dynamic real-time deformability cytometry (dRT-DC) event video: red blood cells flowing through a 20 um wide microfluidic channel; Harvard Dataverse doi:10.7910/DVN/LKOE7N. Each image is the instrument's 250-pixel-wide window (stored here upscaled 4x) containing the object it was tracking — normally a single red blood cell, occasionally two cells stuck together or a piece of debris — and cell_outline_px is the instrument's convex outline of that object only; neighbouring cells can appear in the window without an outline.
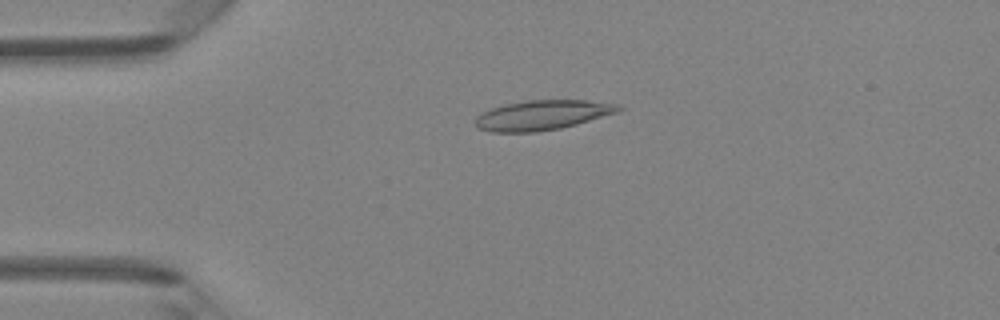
{"species": "Egyptian fruit bat (a non-hibernating species)", "species_latin": "Rousettus aegyptiacus", "temperature_condition": "room temperature", "stored_images_in_passage": 38, "camera_frame_rate_fps": 3000, "um_per_image_px": 0.085, "animal": {"sex": "female"}, "frame": {"image": 1, "passage_image": 2, "time_ms": 0.333, "image_size_px": [1000, 320], "cell_outline_px": [[624, 108], [616, 112], [576, 124], [560, 128], [536, 132], [492, 132], [476, 128], [476, 116], [492, 108], [504, 104], [524, 100], [588, 100], [620, 104]], "centroid_in_image_um": [46.09, 9.77], "position_along_channel_um": 38.9, "area_um2": 24.8}}
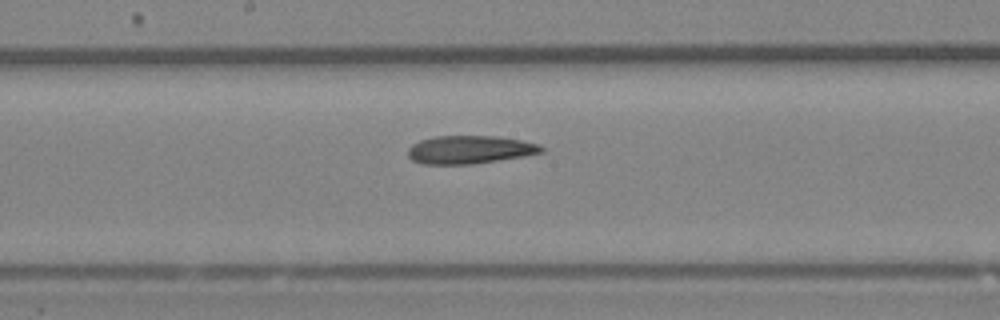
{"frame": {"image": 2, "passage_image": 16, "time_ms": 5.0, "image_size_px": [1000, 320], "cell_outline_px": [[544, 152], [524, 156], [472, 164], [420, 164], [412, 160], [408, 156], [408, 148], [412, 144], [420, 140], [436, 136], [496, 136], [520, 140], [540, 144], [544, 148]], "centroid_in_image_um": [39.92, 12.72], "position_along_channel_um": 208.3, "area_um2": 21.91}}
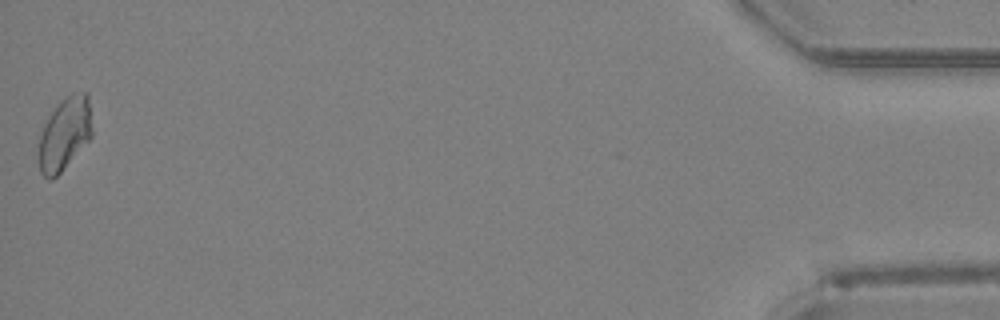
{"frame": {"image": 3, "passage_image": 38, "time_ms": 12.333, "image_size_px": [1000, 320], "cell_outline_px": [[92, 136], [60, 172], [52, 180], [48, 180], [40, 172], [36, 156], [36, 152], [40, 132], [44, 124], [60, 100], [72, 92], [88, 92], [92, 128]], "centroid_in_image_um": [5.45, 11.38], "position_along_channel_um": 429.8, "area_um2": 23.0}}